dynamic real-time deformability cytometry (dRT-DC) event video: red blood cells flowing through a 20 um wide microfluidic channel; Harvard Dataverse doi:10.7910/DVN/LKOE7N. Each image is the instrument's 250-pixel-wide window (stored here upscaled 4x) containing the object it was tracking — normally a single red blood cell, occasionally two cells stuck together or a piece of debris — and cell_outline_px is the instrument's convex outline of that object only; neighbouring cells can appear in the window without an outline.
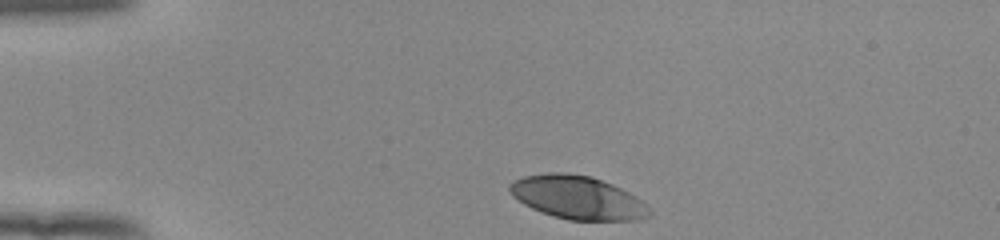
{"species": "human", "species_latin": "Homo sapiens", "temperature_condition": "room temperature", "stored_images_in_passage": 34, "camera_frame_rate_fps": 3000, "um_per_image_px": 0.085, "donor": {"sex": "female"}, "frame": {"image": 1, "passage_image": 1, "time_ms": 0.0, "image_size_px": [1000, 240], "cell_outline_px": [[652, 212], [648, 216], [640, 220], [568, 220], [532, 208], [524, 204], [512, 196], [508, 188], [508, 184], [512, 180], [524, 176], [548, 172], [564, 172], [592, 176], [612, 184], [628, 192], [640, 200]], "centroid_in_image_um": [49.06, 16.77], "position_along_channel_um": 35.9, "area_um2": 35.14}}
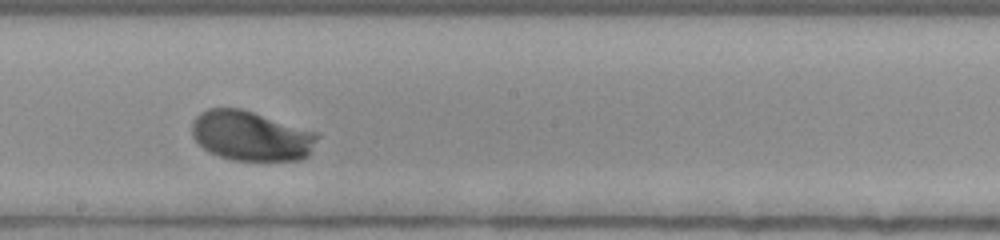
{"frame": {"image": 2, "passage_image": 20, "time_ms": 6.333, "image_size_px": [1000, 240], "cell_outline_px": [[320, 136], [308, 156], [300, 160], [232, 160], [220, 156], [204, 148], [192, 136], [192, 120], [200, 112], [208, 108], [240, 108], [320, 132]], "centroid_in_image_um": [21.38, 11.54], "position_along_channel_um": 226.8, "area_um2": 36.59}}
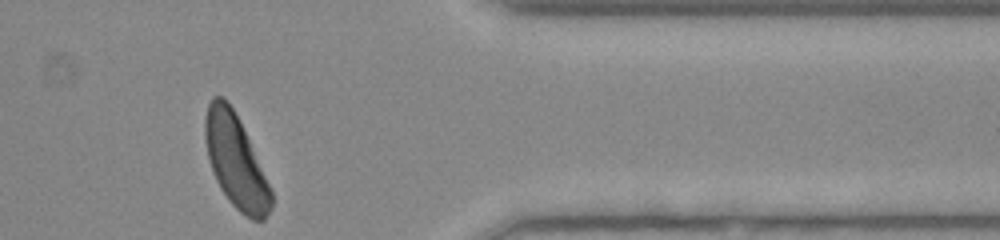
{"frame": {"image": 3, "passage_image": 34, "time_ms": 11.0, "image_size_px": [1000, 240], "cell_outline_px": [[272, 208], [264, 220], [252, 220], [244, 216], [228, 200], [220, 188], [212, 172], [208, 156], [204, 136], [204, 120], [208, 104], [212, 96], [224, 96], [228, 100], [248, 140], [272, 192]], "centroid_in_image_um": [20.0, 13.73], "position_along_channel_um": 391.4, "area_um2": 35.26}, "authors_computed_cell_mechanics": {"area_um2": 35.258, "velocity_mm_per_s": 3.8574, "shape_relaxation_time_tau1_ms": 1.738, "shape_relaxation_time_tau2_ms": null, "deformation_change_tau1": 0.1313, "deformation_change_tau2": null}}